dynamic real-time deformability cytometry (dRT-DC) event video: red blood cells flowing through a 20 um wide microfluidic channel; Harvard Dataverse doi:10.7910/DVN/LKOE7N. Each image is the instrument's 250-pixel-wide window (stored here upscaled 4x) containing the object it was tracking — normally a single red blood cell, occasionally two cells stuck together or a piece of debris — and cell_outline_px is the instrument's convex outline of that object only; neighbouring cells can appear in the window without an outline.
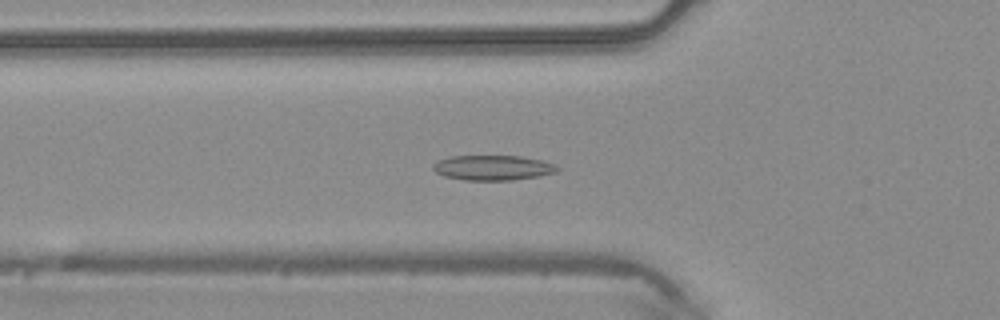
{"species": "common noctule bat (a hibernating species)", "species_latin": "Nyctalus noctula", "temperature_condition": "warm", "stored_images_in_passage": 41, "camera_frame_rate_fps": 3000, "um_per_image_px": 0.085, "animal": {"sex": "male", "body_mass_g": 20.4}, "frame": {"image": 1, "passage_image": 11, "time_ms": 3.333, "image_size_px": [1000, 320], "cell_outline_px": [[560, 168], [556, 172], [540, 176], [512, 180], [464, 180], [444, 176], [436, 172], [432, 168], [432, 164], [440, 160], [452, 156], [520, 156], [540, 160], [552, 164]], "centroid_in_image_um": [41.88, 14.26], "position_along_channel_um": 83.9, "area_um2": 17.98}}
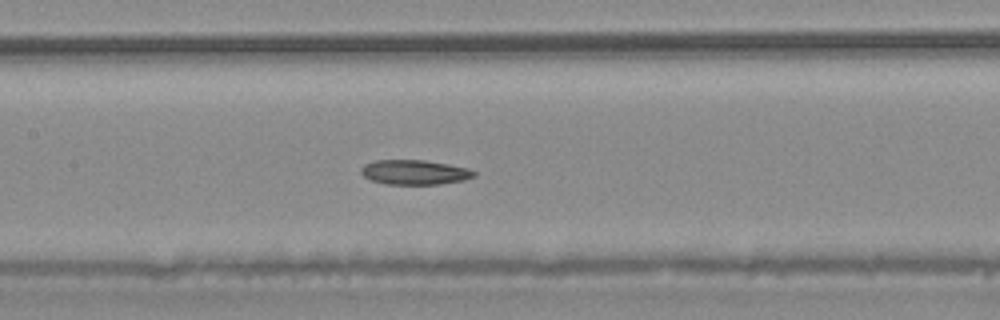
{"frame": {"image": 2, "passage_image": 17, "time_ms": 5.333, "image_size_px": [1000, 320], "cell_outline_px": [[476, 176], [464, 180], [440, 184], [384, 184], [372, 180], [364, 176], [360, 172], [360, 168], [364, 164], [376, 160], [424, 160], [448, 164], [468, 168], [476, 172]], "centroid_in_image_um": [35.24, 14.64], "position_along_channel_um": 172.2, "area_um2": 16.3}}
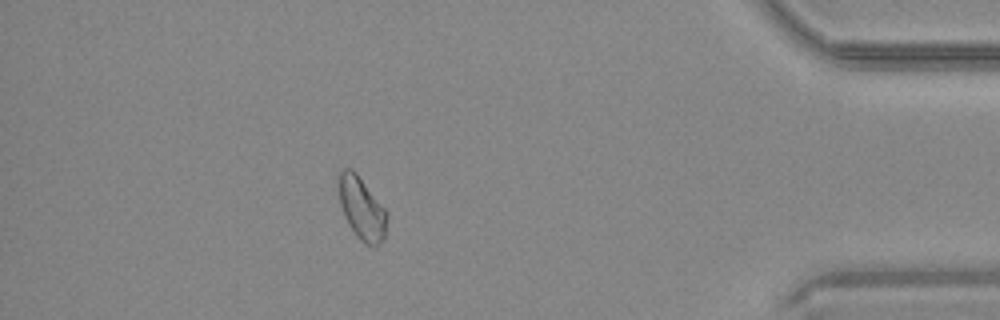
{"frame": {"image": 3, "passage_image": 36, "time_ms": 11.667, "image_size_px": [1000, 320], "cell_outline_px": [[388, 216], [384, 240], [372, 248], [364, 244], [356, 236], [348, 224], [344, 216], [340, 204], [336, 176], [336, 172], [344, 168], [352, 168], [356, 172], [388, 212]], "centroid_in_image_um": [30.72, 17.69], "position_along_channel_um": 404.5, "area_um2": 18.21}}